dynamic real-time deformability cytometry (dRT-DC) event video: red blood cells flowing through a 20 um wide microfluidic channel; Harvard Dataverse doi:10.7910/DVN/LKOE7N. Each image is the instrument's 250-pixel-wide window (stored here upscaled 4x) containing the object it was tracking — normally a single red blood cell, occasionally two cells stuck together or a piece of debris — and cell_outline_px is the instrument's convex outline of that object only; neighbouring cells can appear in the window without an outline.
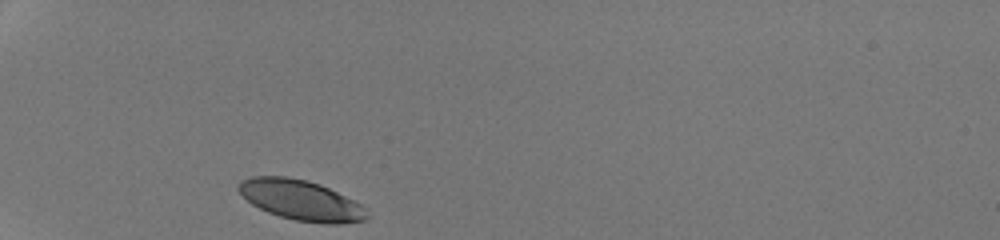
{"species": "human", "species_latin": "Homo sapiens", "temperature_condition": "room temperature", "stored_images_in_passage": 28, "camera_frame_rate_fps": 3000, "um_per_image_px": 0.085, "donor": {"sex": "male"}, "frame": {"image": 1, "passage_image": 1, "time_ms": 0.0, "image_size_px": [1000, 240], "cell_outline_px": [[368, 216], [364, 220], [340, 224], [324, 224], [296, 220], [280, 216], [268, 212], [252, 204], [236, 188], [240, 180], [252, 176], [284, 176], [308, 180], [320, 184], [360, 204], [364, 208]], "centroid_in_image_um": [25.55, 17.01], "position_along_channel_um": 59.5, "area_um2": 29.82}}
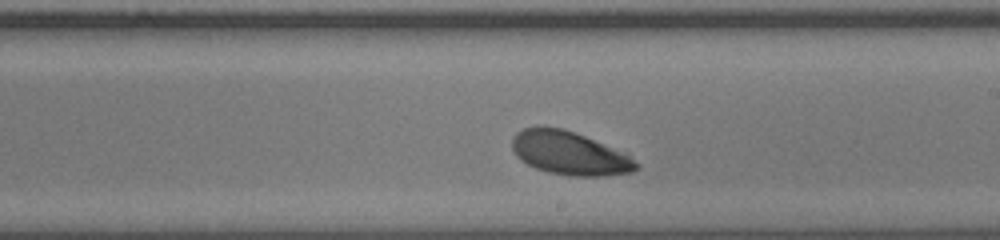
{"frame": {"image": 2, "passage_image": 16, "time_ms": 5.0, "image_size_px": [1000, 240], "cell_outline_px": [[640, 168], [632, 172], [604, 176], [572, 176], [548, 172], [536, 168], [520, 160], [516, 156], [512, 148], [512, 140], [516, 132], [524, 128], [540, 124], [560, 128], [584, 136], [620, 152], [628, 156], [640, 164]], "centroid_in_image_um": [48.35, 13.02], "position_along_channel_um": 240.7, "area_um2": 31.21}}
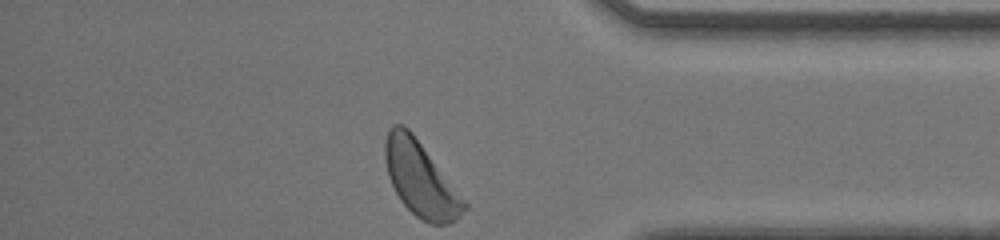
{"frame": {"image": 3, "passage_image": 28, "time_ms": 9.0, "image_size_px": [1000, 240], "cell_outline_px": [[468, 208], [456, 220], [448, 224], [432, 224], [416, 216], [400, 200], [388, 176], [384, 160], [384, 144], [388, 128], [392, 124], [404, 124], [412, 132], [468, 204]], "centroid_in_image_um": [35.72, 15.2], "position_along_channel_um": 399.5, "area_um2": 34.22}, "authors_computed_cell_mechanics": {"area_um2": 31.4721, "velocity_mm_per_s": 4.2036, "shape_relaxation_time_tau1_ms": 1.1749, "shape_relaxation_time_tau2_ms": null, "deformation_change_tau1": 0.0898, "deformation_change_tau2": null}}